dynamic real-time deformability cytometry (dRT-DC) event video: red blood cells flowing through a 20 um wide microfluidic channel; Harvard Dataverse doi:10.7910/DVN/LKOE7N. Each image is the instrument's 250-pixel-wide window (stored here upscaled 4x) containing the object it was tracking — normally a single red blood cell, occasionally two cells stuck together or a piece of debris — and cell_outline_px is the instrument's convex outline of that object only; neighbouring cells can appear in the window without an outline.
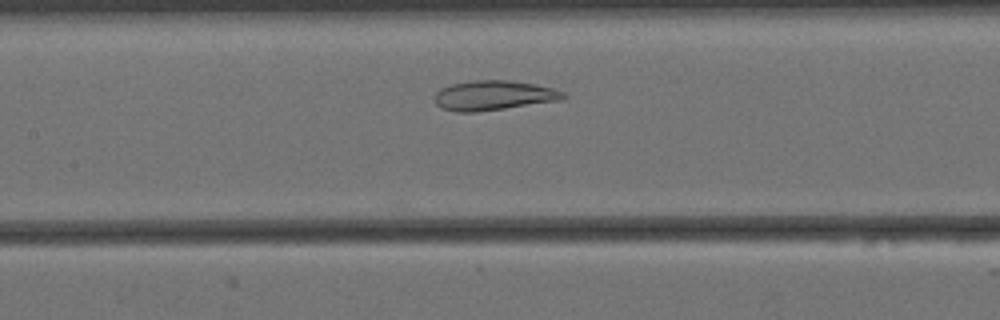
{"species": "Egyptian fruit bat (a non-hibernating species)", "species_latin": "Rousettus aegyptiacus", "temperature_condition": "cold", "stored_images_in_passage": 41, "camera_frame_rate_fps": 3000, "um_per_image_px": 0.085, "animal": {"sex": "female"}, "frame": {"image": 1, "passage_image": 9, "time_ms": 2.667, "image_size_px": [1000, 320], "cell_outline_px": [[568, 96], [560, 100], [476, 112], [456, 112], [440, 108], [436, 104], [436, 92], [440, 88], [452, 84], [476, 80], [508, 80], [532, 84], [552, 88], [564, 92]], "centroid_in_image_um": [41.93, 8.11], "position_along_channel_um": 165.5, "area_um2": 22.02}}
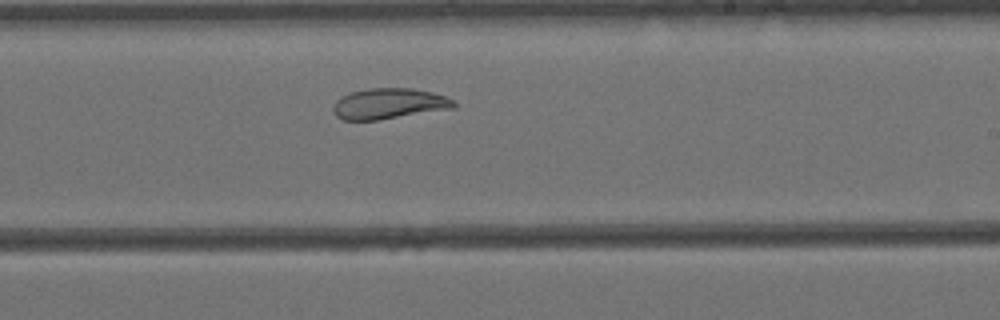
{"frame": {"image": 2, "passage_image": 17, "time_ms": 5.333, "image_size_px": [1000, 320], "cell_outline_px": [[456, 108], [376, 120], [344, 120], [336, 116], [332, 112], [332, 108], [336, 100], [352, 92], [368, 88], [412, 88], [432, 92], [456, 100]], "centroid_in_image_um": [33.08, 8.81], "position_along_channel_um": 255.9, "area_um2": 21.62}}
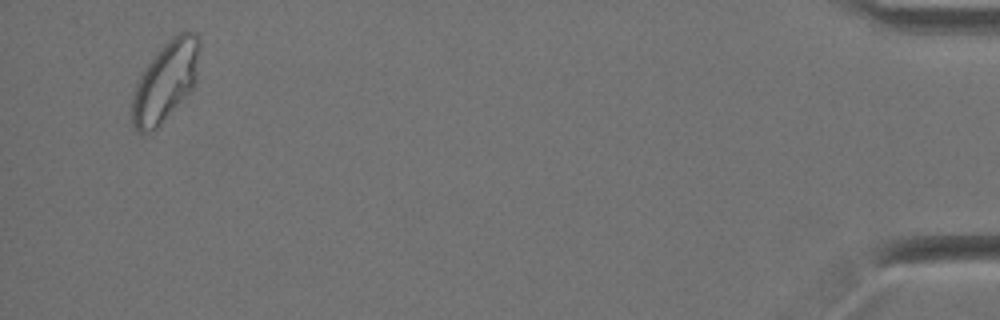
{"frame": {"image": 3, "passage_image": 39, "time_ms": 12.667, "image_size_px": [1000, 320], "cell_outline_px": [[200, 44], [196, 80], [192, 88], [160, 124], [156, 128], [144, 132], [136, 132], [132, 124], [132, 96], [140, 72], [160, 48], [172, 36], [180, 32], [192, 32], [200, 40]], "centroid_in_image_um": [14.04, 6.89], "position_along_channel_um": 421.2, "area_um2": 30.98}}